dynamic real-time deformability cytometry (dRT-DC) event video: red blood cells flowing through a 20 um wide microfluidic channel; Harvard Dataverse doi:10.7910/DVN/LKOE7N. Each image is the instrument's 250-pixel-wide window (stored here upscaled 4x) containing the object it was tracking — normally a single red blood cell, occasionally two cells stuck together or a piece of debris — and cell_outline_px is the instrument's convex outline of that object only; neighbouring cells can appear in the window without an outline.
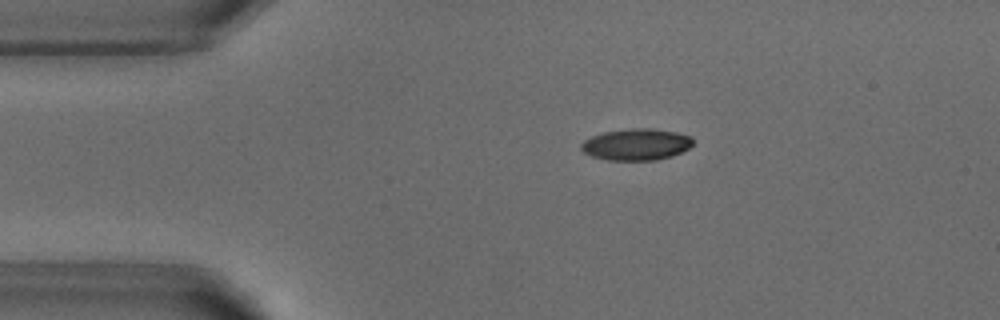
{"species": "common noctule bat (a hibernating species)", "species_latin": "Nyctalus noctula", "temperature_condition": "warm", "stored_images_in_passage": 36, "camera_frame_rate_fps": 3000, "um_per_image_px": 0.085, "animal": {"sex": "male", "body_mass_g": 18.8}, "frame": {"image": 1, "passage_image": 1, "time_ms": 0.0, "image_size_px": [1000, 320], "cell_outline_px": [[692, 144], [688, 148], [672, 156], [656, 160], [608, 160], [592, 156], [584, 152], [580, 148], [580, 144], [584, 140], [592, 136], [604, 132], [628, 128], [652, 128], [676, 132], [692, 136]], "centroid_in_image_um": [54.08, 12.27], "position_along_channel_um": 30.9, "area_um2": 20.58}}
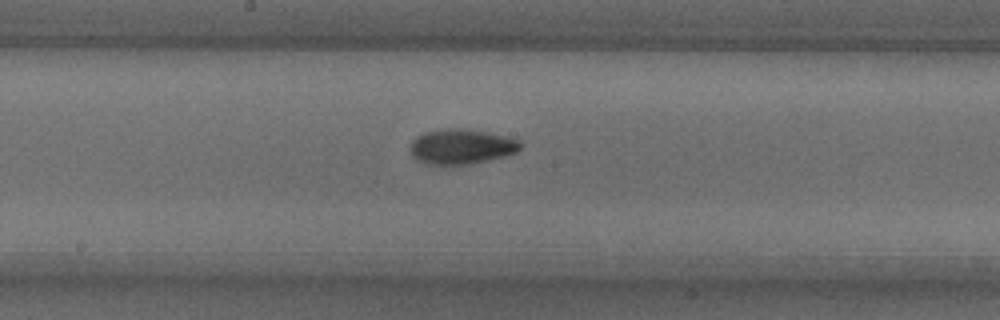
{"frame": {"image": 2, "passage_image": 18, "time_ms": 5.667, "image_size_px": [1000, 320], "cell_outline_px": [[520, 148], [516, 152], [504, 156], [468, 164], [428, 164], [416, 160], [412, 156], [412, 140], [416, 136], [424, 132], [444, 128], [468, 128], [504, 136], [520, 140]], "centroid_in_image_um": [39.19, 12.44], "position_along_channel_um": 209.0, "area_um2": 22.31}}
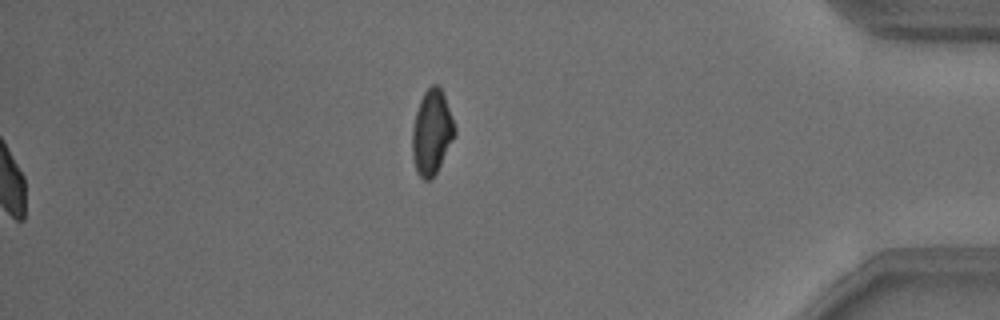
{"frame": {"image": 3, "passage_image": 36, "time_ms": 11.667, "image_size_px": [1000, 320], "cell_outline_px": [[456, 136], [432, 180], [424, 180], [416, 172], [412, 156], [412, 128], [416, 112], [420, 100], [424, 92], [432, 84], [440, 84], [452, 116], [456, 128]], "centroid_in_image_um": [36.71, 11.25], "position_along_channel_um": 398.5, "area_um2": 21.27}, "authors_computed_cell_mechanics": {"area_um2": 21.4438, "velocity_mm_per_s": 3.8316, "shape_relaxation_time_tau1_ms": 4.5849, "shape_relaxation_time_tau2_ms": 2.2542, "deformation_change_tau1": 0.1465, "deformation_change_tau2": 0.068}}